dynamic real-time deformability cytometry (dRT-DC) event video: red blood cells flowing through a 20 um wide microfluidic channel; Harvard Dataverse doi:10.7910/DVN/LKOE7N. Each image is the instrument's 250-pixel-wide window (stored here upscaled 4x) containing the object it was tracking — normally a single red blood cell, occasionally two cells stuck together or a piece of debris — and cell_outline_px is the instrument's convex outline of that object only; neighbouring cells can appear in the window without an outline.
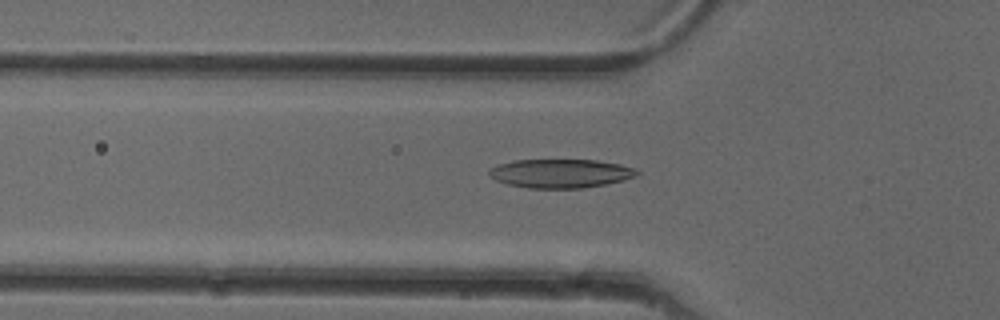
{"species": "common noctule bat (a hibernating species)", "species_latin": "Nyctalus noctula", "temperature_condition": "cold", "stored_images_in_passage": 51, "camera_frame_rate_fps": 3000, "um_per_image_px": 0.085, "animal": {"sex": "female"}, "frame": {"image": 1, "passage_image": 17, "time_ms": 5.333, "image_size_px": [1000, 320], "cell_outline_px": [[640, 172], [636, 176], [624, 180], [584, 188], [528, 188], [508, 184], [496, 180], [488, 172], [496, 164], [512, 160], [596, 160], [620, 164], [632, 168]], "centroid_in_image_um": [47.64, 14.74], "position_along_channel_um": 78.2, "area_um2": 24.68}}
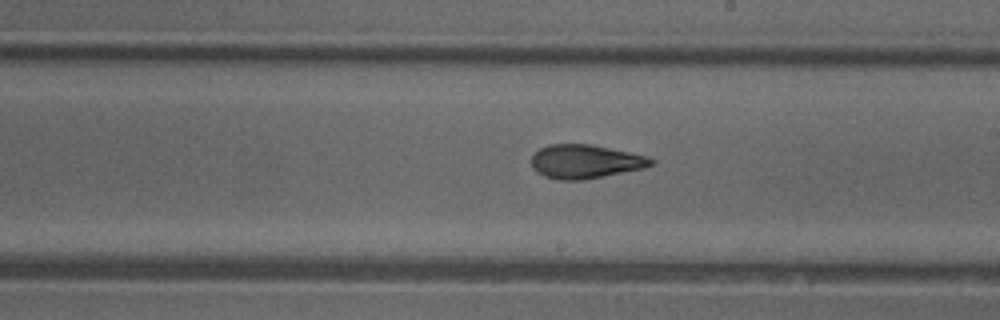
{"frame": {"image": 2, "passage_image": 29, "time_ms": 9.333, "image_size_px": [1000, 320], "cell_outline_px": [[656, 160], [652, 164], [644, 168], [584, 180], [560, 180], [544, 176], [536, 172], [532, 168], [532, 156], [540, 148], [548, 144], [588, 144], [648, 156]], "centroid_in_image_um": [49.73, 13.74], "position_along_channel_um": 239.3, "area_um2": 23.47}}
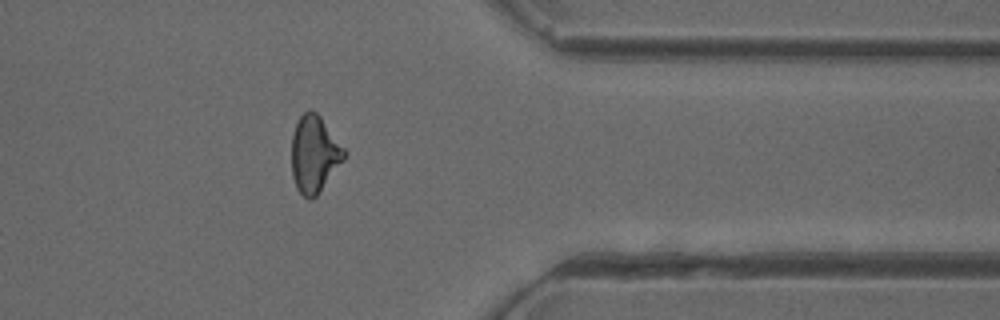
{"frame": {"image": 3, "passage_image": 41, "time_ms": 13.333, "image_size_px": [1000, 320], "cell_outline_px": [[348, 152], [344, 160], [316, 196], [312, 200], [308, 200], [296, 188], [292, 176], [292, 132], [300, 116], [308, 108], [316, 112], [320, 116]], "centroid_in_image_um": [26.72, 13.09], "position_along_channel_um": 384.7, "area_um2": 23.7}, "authors_computed_cell_mechanics": {"area_um2": 23.6402, "velocity_mm_per_s": 4.0041, "shape_relaxation_time_tau1_ms": 6.9488, "shape_relaxation_time_tau2_ms": 1.8709, "deformation_change_tau1": 0.2059, "deformation_change_tau2": 0.0812}}